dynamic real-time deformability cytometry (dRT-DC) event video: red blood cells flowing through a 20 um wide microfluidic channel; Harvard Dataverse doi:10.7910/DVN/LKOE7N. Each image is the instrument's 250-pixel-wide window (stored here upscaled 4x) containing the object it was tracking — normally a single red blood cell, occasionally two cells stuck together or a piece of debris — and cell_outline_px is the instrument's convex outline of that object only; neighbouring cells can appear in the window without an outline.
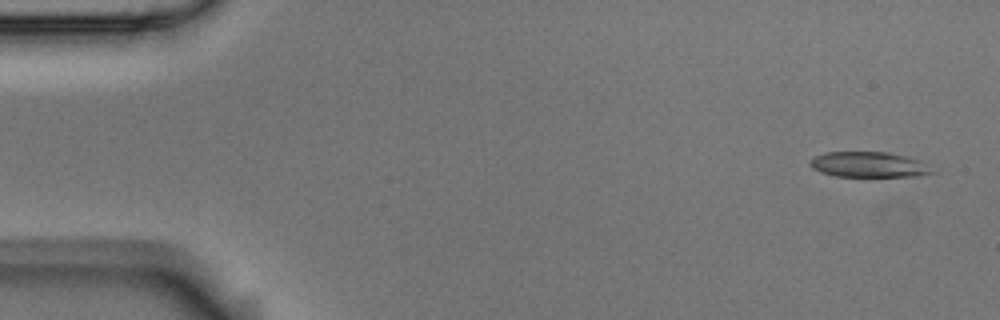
{"species": "Egyptian fruit bat (a non-hibernating species)", "species_latin": "Rousettus aegyptiacus", "temperature_condition": "room temperature", "stored_images_in_passage": 6, "segment_of_instrument_passage": [2, 2], "camera_frame_rate_fps": 3000, "um_per_image_px": 0.085, "animal": {"sex": "male"}, "frame": {"image": 1, "passage_image": 6, "time_ms": 1.667, "image_size_px": [1000, 320], "cell_outline_px": [[936, 172], [920, 176], [836, 176], [820, 172], [812, 168], [808, 164], [808, 160], [824, 152], [888, 152], [908, 156], [920, 160]], "centroid_in_image_um": [73.83, 13.98], "position_along_channel_um": 11.2, "area_um2": 18.21}}